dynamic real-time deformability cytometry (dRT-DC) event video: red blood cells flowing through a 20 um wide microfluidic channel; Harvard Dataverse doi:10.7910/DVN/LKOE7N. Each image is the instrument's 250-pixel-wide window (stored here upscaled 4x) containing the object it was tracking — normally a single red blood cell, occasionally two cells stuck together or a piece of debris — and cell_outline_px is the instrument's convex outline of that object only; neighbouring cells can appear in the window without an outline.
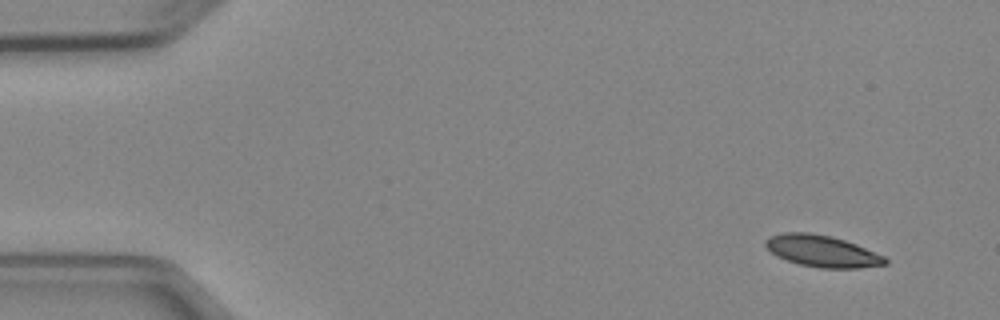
{"species": "Egyptian fruit bat (a non-hibernating species)", "species_latin": "Rousettus aegyptiacus", "temperature_condition": "cold", "stored_images_in_passage": 4, "camera_frame_rate_fps": 3000, "um_per_image_px": 0.085, "animal": {"sex": "female"}, "frame": {"image": 1, "passage_image": 1, "time_ms": 0.0, "image_size_px": [1000, 320], "cell_outline_px": [[888, 264], [860, 268], [820, 268], [800, 264], [776, 256], [764, 244], [764, 240], [768, 236], [784, 232], [808, 232], [832, 236], [856, 244], [884, 256], [888, 260]], "centroid_in_image_um": [69.87, 21.34], "position_along_channel_um": 15.1, "area_um2": 22.08}}
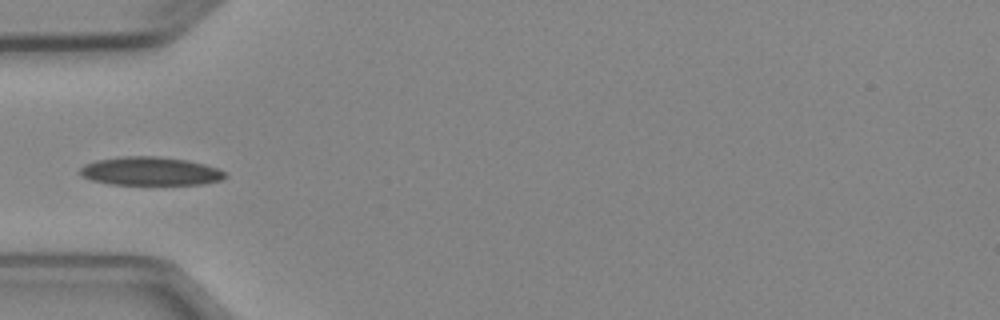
{"frame": {"image": 2, "passage_image": 4, "time_ms": 4.333, "image_size_px": [1000, 320], "cell_outline_px": [[228, 176], [220, 180], [204, 184], [112, 184], [92, 180], [80, 176], [80, 168], [84, 164], [96, 160], [120, 156], [156, 156], [188, 160], [204, 164], [216, 168], [224, 172]], "centroid_in_image_um": [12.75, 14.54], "position_along_channel_um": 72.2, "area_um2": 24.04}}